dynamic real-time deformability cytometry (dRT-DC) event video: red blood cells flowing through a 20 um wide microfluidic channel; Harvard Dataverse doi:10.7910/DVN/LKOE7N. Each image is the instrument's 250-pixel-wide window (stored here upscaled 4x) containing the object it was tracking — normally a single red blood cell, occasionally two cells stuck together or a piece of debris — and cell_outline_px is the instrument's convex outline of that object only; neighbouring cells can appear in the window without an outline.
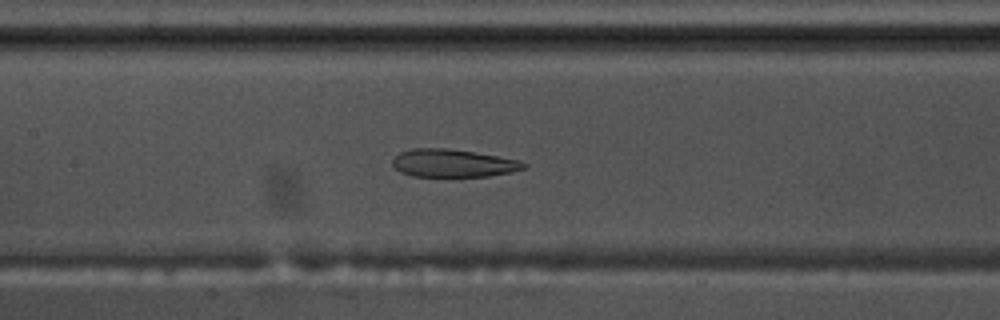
{"species": "common noctule bat (a hibernating species)", "species_latin": "Nyctalus noctula", "temperature_condition": "warm", "stored_images_in_passage": 57, "camera_frame_rate_fps": 3000, "um_per_image_px": 0.085, "animal": {"sex": "male", "body_mass_g": 17.5, "forearm_length_mm": 52.3}, "frame": {"image": 1, "passage_image": 27, "time_ms": 8.667, "image_size_px": [1000, 320], "cell_outline_px": [[528, 168], [512, 172], [488, 176], [412, 176], [400, 172], [392, 164], [392, 160], [400, 152], [412, 148], [448, 148], [520, 160], [528, 164]], "centroid_in_image_um": [38.53, 13.87], "position_along_channel_um": 168.9, "area_um2": 21.27}}
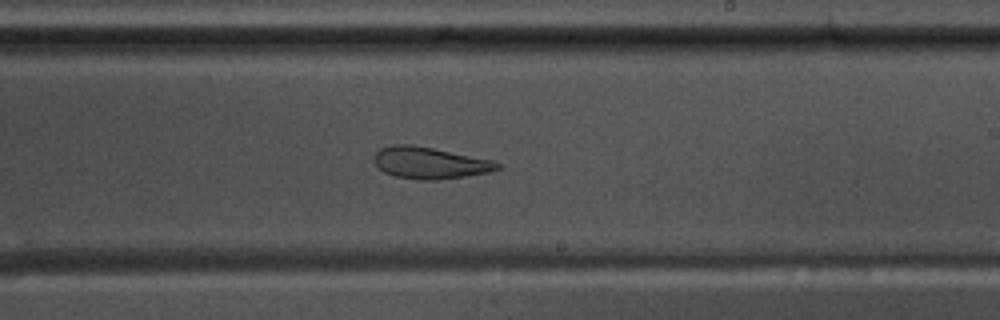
{"frame": {"image": 2, "passage_image": 34, "time_ms": 11.0, "image_size_px": [1000, 320], "cell_outline_px": [[500, 168], [488, 172], [464, 176], [436, 180], [420, 180], [396, 176], [384, 172], [376, 164], [376, 152], [380, 148], [392, 144], [408, 144], [432, 148], [492, 160], [500, 164]], "centroid_in_image_um": [36.53, 13.84], "position_along_channel_um": 252.5, "area_um2": 22.31}}
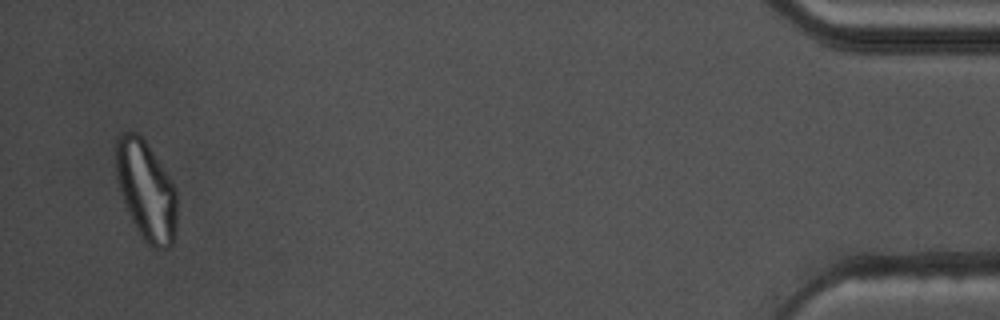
{"frame": {"image": 3, "passage_image": 55, "time_ms": 18.0, "image_size_px": [1000, 320], "cell_outline_px": [[176, 236], [172, 244], [168, 248], [152, 248], [140, 236], [124, 204], [116, 180], [116, 140], [124, 132], [136, 132], [148, 144], [176, 188]], "centroid_in_image_um": [12.42, 16.22], "position_along_channel_um": 422.8, "area_um2": 35.37}, "authors_computed_cell_mechanics": {"area_um2": 28.4954, "velocity_mm_per_s": 3.5966, "shape_relaxation_time_tau1_ms": null, "shape_relaxation_time_tau2_ms": 2.8313, "deformation_change_tau1": null, "deformation_change_tau2": 0.1033}}